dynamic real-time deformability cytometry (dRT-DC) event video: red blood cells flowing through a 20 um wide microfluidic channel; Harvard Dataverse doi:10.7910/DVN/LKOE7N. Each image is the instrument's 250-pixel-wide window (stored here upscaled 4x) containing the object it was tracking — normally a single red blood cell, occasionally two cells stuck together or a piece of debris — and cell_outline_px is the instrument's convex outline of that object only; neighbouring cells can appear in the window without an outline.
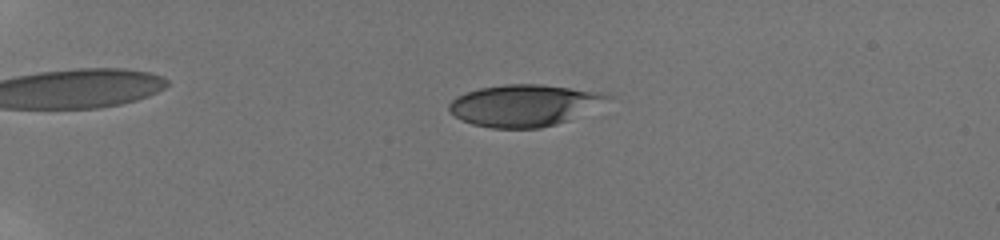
{"species": "human", "species_latin": "Homo sapiens", "temperature_condition": "room temperature", "stored_images_in_passage": 33, "camera_frame_rate_fps": 3000, "um_per_image_px": 0.085, "donor": {"sex": "male"}, "frame": {"image": 1, "passage_image": 10, "time_ms": 3.0, "image_size_px": [1000, 240], "cell_outline_px": [[612, 96], [568, 120], [556, 124], [540, 128], [492, 128], [472, 124], [448, 112], [448, 104], [456, 96], [480, 88], [504, 84], [540, 84], [596, 92]], "centroid_in_image_um": [44.42, 8.96], "position_along_channel_um": 40.6, "area_um2": 37.57}}
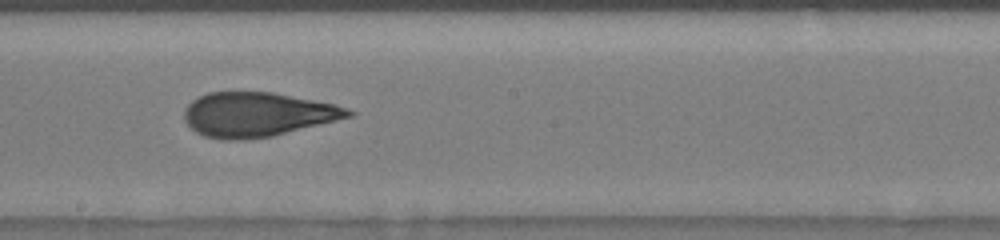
{"frame": {"image": 2, "passage_image": 24, "time_ms": 9.667, "image_size_px": [1000, 240], "cell_outline_px": [[356, 112], [352, 116], [272, 136], [244, 140], [224, 140], [204, 136], [196, 132], [184, 120], [184, 108], [192, 100], [208, 92], [272, 92], [336, 104], [348, 108]], "centroid_in_image_um": [21.86, 9.73], "position_along_channel_um": 226.3, "area_um2": 42.37}}
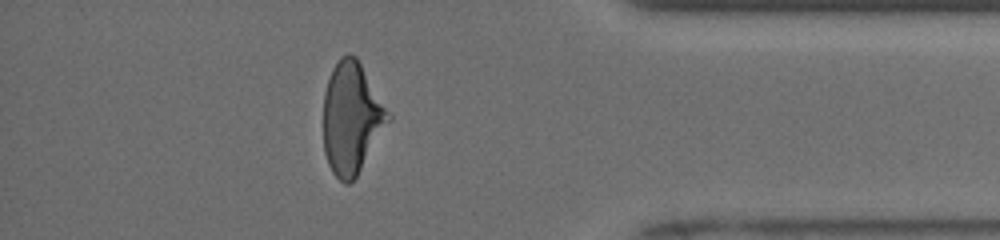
{"frame": {"image": 3, "passage_image": 31, "time_ms": 14.667, "image_size_px": [1000, 240], "cell_outline_px": [[392, 120], [356, 176], [348, 184], [344, 184], [332, 172], [328, 164], [324, 152], [324, 92], [332, 68], [348, 52], [356, 56], [392, 116]], "centroid_in_image_um": [29.9, 10.05], "position_along_channel_um": 405.3, "area_um2": 42.02}, "authors_computed_cell_mechanics": {"area_um2": 41.4426, "velocity_mm_per_s": 3.9686, "shape_relaxation_time_tau1_ms": 6.6638, "shape_relaxation_time_tau2_ms": 1.0597, "deformation_change_tau1": 0.2174, "deformation_change_tau2": 0.0855}}